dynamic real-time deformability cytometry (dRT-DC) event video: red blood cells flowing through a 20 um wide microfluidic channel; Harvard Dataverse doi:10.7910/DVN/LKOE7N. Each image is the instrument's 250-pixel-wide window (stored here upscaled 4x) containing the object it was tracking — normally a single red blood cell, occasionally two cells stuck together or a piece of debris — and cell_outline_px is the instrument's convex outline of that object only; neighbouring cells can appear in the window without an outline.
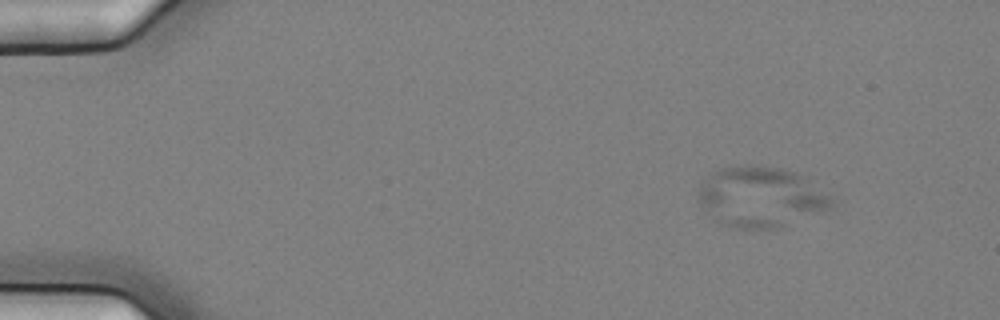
{"species": "common noctule bat (a hibernating species)", "species_latin": "Nyctalus noctula", "temperature_condition": "cold", "stored_images_in_passage": 5, "camera_frame_rate_fps": 3000, "um_per_image_px": 0.085, "animal": {"sex": "female", "body_mass_g": 25.1}, "frame": {"image": 1, "passage_image": 2, "time_ms": 0.333, "image_size_px": [1000, 320], "cell_outline_px": [[836, 204], [832, 208], [824, 212], [768, 228], [736, 228], [712, 220], [700, 200], [700, 184], [712, 172], [720, 168], [780, 168], [796, 172], [832, 196]], "centroid_in_image_um": [64.7, 16.77], "position_along_channel_um": 20.3, "area_um2": 45.49}}